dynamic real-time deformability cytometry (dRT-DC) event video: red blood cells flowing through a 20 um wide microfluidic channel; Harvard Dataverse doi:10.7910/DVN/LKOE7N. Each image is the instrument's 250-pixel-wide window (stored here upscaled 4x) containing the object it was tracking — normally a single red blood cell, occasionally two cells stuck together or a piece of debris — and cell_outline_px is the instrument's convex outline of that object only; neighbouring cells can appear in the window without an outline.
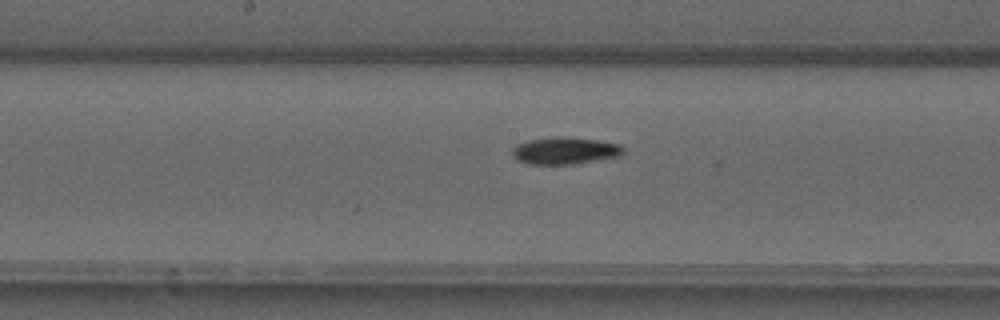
{"species": "common noctule bat (a hibernating species)", "species_latin": "Nyctalus noctula", "temperature_condition": "warm", "stored_images_in_passage": 38, "camera_frame_rate_fps": 3000, "um_per_image_px": 0.085, "animal": {"sex": "male", "forearm_length_mm": 52.5}, "frame": {"image": 1, "passage_image": 14, "time_ms": 4.333, "image_size_px": [1000, 320], "cell_outline_px": [[624, 152], [620, 156], [572, 164], [528, 164], [512, 156], [512, 148], [516, 144], [528, 140], [556, 136], [568, 136], [600, 140], [620, 144], [624, 148]], "centroid_in_image_um": [48.03, 12.79], "position_along_channel_um": 200.2, "area_um2": 17.69}}
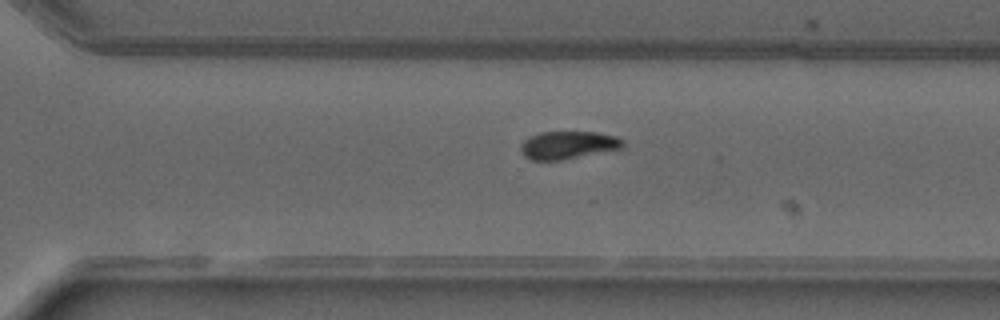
{"frame": {"image": 2, "passage_image": 23, "time_ms": 7.333, "image_size_px": [1000, 320], "cell_outline_px": [[624, 144], [620, 148], [564, 160], [532, 160], [524, 156], [520, 152], [520, 144], [528, 136], [540, 132], [596, 132], [616, 136], [624, 140]], "centroid_in_image_um": [48.23, 12.33], "position_along_channel_um": 322.4, "area_um2": 16.65}}
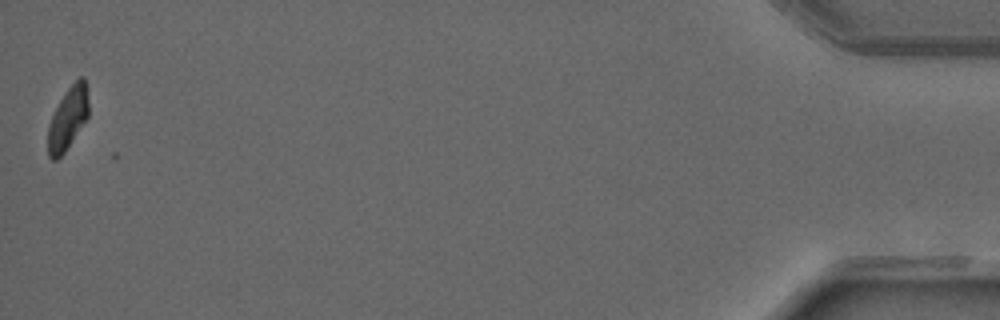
{"frame": {"image": 3, "passage_image": 38, "time_ms": 12.333, "image_size_px": [1000, 320], "cell_outline_px": [[88, 116], [64, 152], [56, 160], [52, 160], [48, 156], [48, 124], [60, 100], [68, 88], [80, 76], [84, 76], [88, 100]], "centroid_in_image_um": [5.76, 10.06], "position_along_channel_um": 429.4, "area_um2": 14.45}}